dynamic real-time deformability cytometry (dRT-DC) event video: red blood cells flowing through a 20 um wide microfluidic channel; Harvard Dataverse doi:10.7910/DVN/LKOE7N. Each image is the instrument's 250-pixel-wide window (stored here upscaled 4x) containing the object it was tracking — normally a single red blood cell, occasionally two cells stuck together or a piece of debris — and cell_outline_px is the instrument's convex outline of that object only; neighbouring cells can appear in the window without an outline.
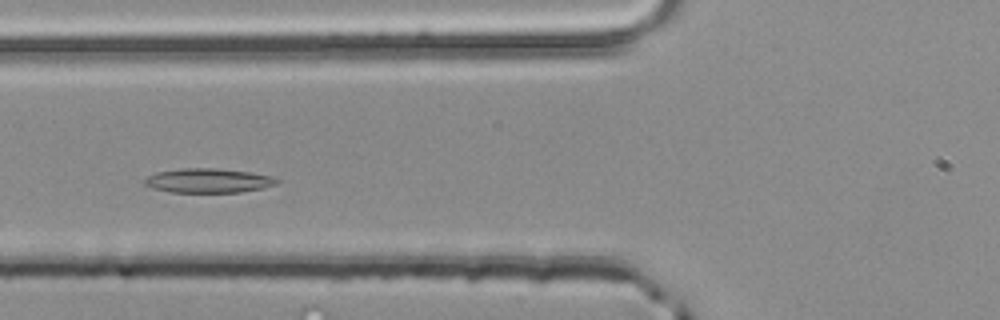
{"species": "common noctule bat (a hibernating species)", "species_latin": "Nyctalus noctula", "temperature_condition": "room temperature", "stored_images_in_passage": 43, "camera_frame_rate_fps": 3000, "um_per_image_px": 0.085, "animal": {"sex": "male", "body_mass_g": 20.4}, "frame": {"image": 1, "passage_image": 11, "time_ms": 3.333, "image_size_px": [1000, 320], "cell_outline_px": [[280, 180], [276, 184], [264, 188], [240, 192], [168, 192], [152, 188], [144, 184], [144, 180], [148, 176], [156, 172], [180, 168], [216, 168], [248, 172], [272, 176]], "centroid_in_image_um": [17.69, 15.35], "position_along_channel_um": 108.1, "area_um2": 18.79}}
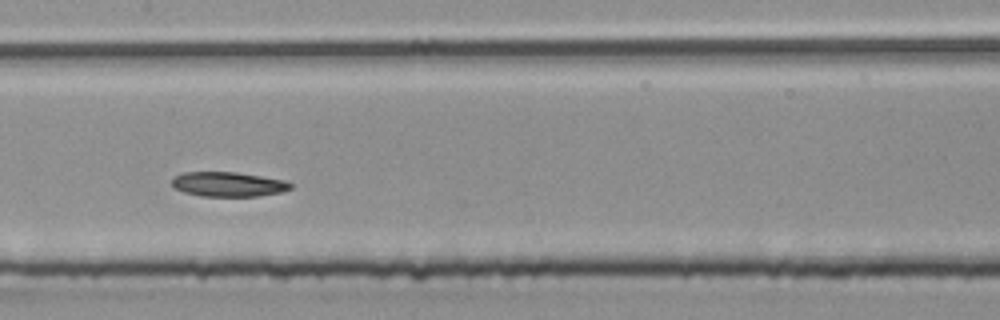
{"frame": {"image": 2, "passage_image": 17, "time_ms": 5.333, "image_size_px": [1000, 320], "cell_outline_px": [[292, 188], [280, 192], [256, 196], [200, 196], [184, 192], [176, 188], [172, 184], [172, 176], [184, 172], [236, 172], [284, 180], [292, 184]], "centroid_in_image_um": [19.37, 15.65], "position_along_channel_um": 188.0, "area_um2": 16.94}}
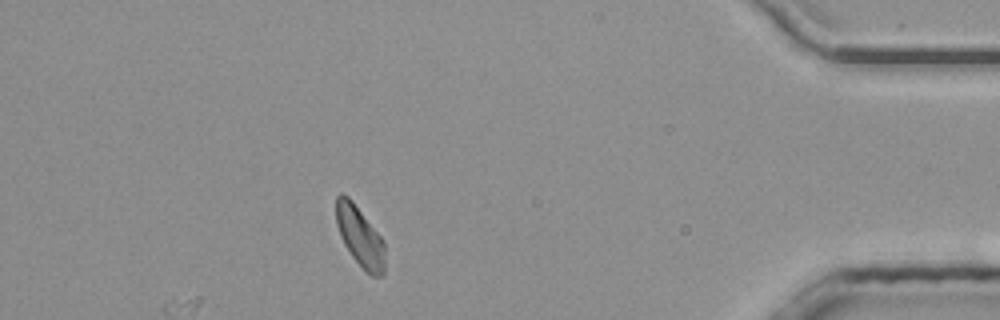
{"frame": {"image": 3, "passage_image": 37, "time_ms": 12.0, "image_size_px": [1000, 320], "cell_outline_px": [[384, 276], [372, 276], [364, 272], [352, 256], [344, 244], [340, 236], [336, 224], [336, 196], [340, 192], [348, 196], [352, 200], [384, 240]], "centroid_in_image_um": [30.59, 20.11], "position_along_channel_um": 404.6, "area_um2": 17.28}, "authors_computed_cell_mechanics": {"area_um2": 17.6868, "velocity_mm_per_s": 3.9921, "shape_relaxation_time_tau1_ms": null, "shape_relaxation_time_tau2_ms": 9.5792, "deformation_change_tau1": null, "deformation_change_tau2": 0.1441}}